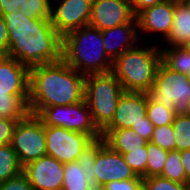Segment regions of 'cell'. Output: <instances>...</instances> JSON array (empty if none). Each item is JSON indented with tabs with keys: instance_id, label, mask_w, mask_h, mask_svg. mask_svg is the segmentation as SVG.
<instances>
[{
	"instance_id": "1",
	"label": "cell",
	"mask_w": 190,
	"mask_h": 190,
	"mask_svg": "<svg viewBox=\"0 0 190 190\" xmlns=\"http://www.w3.org/2000/svg\"><path fill=\"white\" fill-rule=\"evenodd\" d=\"M9 34L6 56L29 69L61 60L62 36L50 19H32L15 10L3 16Z\"/></svg>"
},
{
	"instance_id": "2",
	"label": "cell",
	"mask_w": 190,
	"mask_h": 190,
	"mask_svg": "<svg viewBox=\"0 0 190 190\" xmlns=\"http://www.w3.org/2000/svg\"><path fill=\"white\" fill-rule=\"evenodd\" d=\"M86 76L67 65L62 59L30 69L28 106L38 115L54 105H72L84 100Z\"/></svg>"
},
{
	"instance_id": "3",
	"label": "cell",
	"mask_w": 190,
	"mask_h": 190,
	"mask_svg": "<svg viewBox=\"0 0 190 190\" xmlns=\"http://www.w3.org/2000/svg\"><path fill=\"white\" fill-rule=\"evenodd\" d=\"M61 59L85 76L111 72L113 66L103 45L102 31L90 25L62 36Z\"/></svg>"
},
{
	"instance_id": "4",
	"label": "cell",
	"mask_w": 190,
	"mask_h": 190,
	"mask_svg": "<svg viewBox=\"0 0 190 190\" xmlns=\"http://www.w3.org/2000/svg\"><path fill=\"white\" fill-rule=\"evenodd\" d=\"M152 43L141 41L113 61L111 72L125 92L147 93L154 85L155 74L161 62V50L159 45Z\"/></svg>"
},
{
	"instance_id": "5",
	"label": "cell",
	"mask_w": 190,
	"mask_h": 190,
	"mask_svg": "<svg viewBox=\"0 0 190 190\" xmlns=\"http://www.w3.org/2000/svg\"><path fill=\"white\" fill-rule=\"evenodd\" d=\"M124 92L112 72L86 75L84 99L100 131L112 121L119 98Z\"/></svg>"
},
{
	"instance_id": "6",
	"label": "cell",
	"mask_w": 190,
	"mask_h": 190,
	"mask_svg": "<svg viewBox=\"0 0 190 190\" xmlns=\"http://www.w3.org/2000/svg\"><path fill=\"white\" fill-rule=\"evenodd\" d=\"M44 126H57L87 134L92 140L102 137L84 100L72 105H54L44 108L38 115Z\"/></svg>"
},
{
	"instance_id": "7",
	"label": "cell",
	"mask_w": 190,
	"mask_h": 190,
	"mask_svg": "<svg viewBox=\"0 0 190 190\" xmlns=\"http://www.w3.org/2000/svg\"><path fill=\"white\" fill-rule=\"evenodd\" d=\"M147 93L151 99L166 108L183 111L190 99V82L186 74L169 69L161 61L155 74L154 85Z\"/></svg>"
},
{
	"instance_id": "8",
	"label": "cell",
	"mask_w": 190,
	"mask_h": 190,
	"mask_svg": "<svg viewBox=\"0 0 190 190\" xmlns=\"http://www.w3.org/2000/svg\"><path fill=\"white\" fill-rule=\"evenodd\" d=\"M11 145L22 167L45 156V126L41 119L29 113L17 122L13 130Z\"/></svg>"
},
{
	"instance_id": "9",
	"label": "cell",
	"mask_w": 190,
	"mask_h": 190,
	"mask_svg": "<svg viewBox=\"0 0 190 190\" xmlns=\"http://www.w3.org/2000/svg\"><path fill=\"white\" fill-rule=\"evenodd\" d=\"M46 155L66 164L78 157L93 140L84 133L57 126H45Z\"/></svg>"
},
{
	"instance_id": "10",
	"label": "cell",
	"mask_w": 190,
	"mask_h": 190,
	"mask_svg": "<svg viewBox=\"0 0 190 190\" xmlns=\"http://www.w3.org/2000/svg\"><path fill=\"white\" fill-rule=\"evenodd\" d=\"M93 0H51L50 22L61 35L90 23Z\"/></svg>"
},
{
	"instance_id": "11",
	"label": "cell",
	"mask_w": 190,
	"mask_h": 190,
	"mask_svg": "<svg viewBox=\"0 0 190 190\" xmlns=\"http://www.w3.org/2000/svg\"><path fill=\"white\" fill-rule=\"evenodd\" d=\"M173 15L174 1L167 0L141 11L136 16L140 41L144 42L146 37L150 35L157 39L159 37L160 40L158 39V42L156 40L155 43L162 44L171 31Z\"/></svg>"
},
{
	"instance_id": "12",
	"label": "cell",
	"mask_w": 190,
	"mask_h": 190,
	"mask_svg": "<svg viewBox=\"0 0 190 190\" xmlns=\"http://www.w3.org/2000/svg\"><path fill=\"white\" fill-rule=\"evenodd\" d=\"M148 93L124 92L119 98L112 121L101 131L105 138L112 130L132 128L144 121L147 111Z\"/></svg>"
},
{
	"instance_id": "13",
	"label": "cell",
	"mask_w": 190,
	"mask_h": 190,
	"mask_svg": "<svg viewBox=\"0 0 190 190\" xmlns=\"http://www.w3.org/2000/svg\"><path fill=\"white\" fill-rule=\"evenodd\" d=\"M94 166L96 182L103 185L110 181H122L137 177L125 162L122 154L114 151L102 137L100 138V151L97 153Z\"/></svg>"
},
{
	"instance_id": "14",
	"label": "cell",
	"mask_w": 190,
	"mask_h": 190,
	"mask_svg": "<svg viewBox=\"0 0 190 190\" xmlns=\"http://www.w3.org/2000/svg\"><path fill=\"white\" fill-rule=\"evenodd\" d=\"M34 190H62L64 164L45 155L23 167Z\"/></svg>"
},
{
	"instance_id": "15",
	"label": "cell",
	"mask_w": 190,
	"mask_h": 190,
	"mask_svg": "<svg viewBox=\"0 0 190 190\" xmlns=\"http://www.w3.org/2000/svg\"><path fill=\"white\" fill-rule=\"evenodd\" d=\"M133 17L129 0H93L89 25L103 31L128 23Z\"/></svg>"
},
{
	"instance_id": "16",
	"label": "cell",
	"mask_w": 190,
	"mask_h": 190,
	"mask_svg": "<svg viewBox=\"0 0 190 190\" xmlns=\"http://www.w3.org/2000/svg\"><path fill=\"white\" fill-rule=\"evenodd\" d=\"M30 69L8 56H0V94L29 96Z\"/></svg>"
},
{
	"instance_id": "17",
	"label": "cell",
	"mask_w": 190,
	"mask_h": 190,
	"mask_svg": "<svg viewBox=\"0 0 190 190\" xmlns=\"http://www.w3.org/2000/svg\"><path fill=\"white\" fill-rule=\"evenodd\" d=\"M102 38L107 55L114 61L141 42L137 18L134 16L128 23L103 30Z\"/></svg>"
},
{
	"instance_id": "18",
	"label": "cell",
	"mask_w": 190,
	"mask_h": 190,
	"mask_svg": "<svg viewBox=\"0 0 190 190\" xmlns=\"http://www.w3.org/2000/svg\"><path fill=\"white\" fill-rule=\"evenodd\" d=\"M162 43L159 47H188L190 44V9L185 2H174L173 25Z\"/></svg>"
},
{
	"instance_id": "19",
	"label": "cell",
	"mask_w": 190,
	"mask_h": 190,
	"mask_svg": "<svg viewBox=\"0 0 190 190\" xmlns=\"http://www.w3.org/2000/svg\"><path fill=\"white\" fill-rule=\"evenodd\" d=\"M104 140L107 145L120 154L139 149L148 142L131 128L112 130Z\"/></svg>"
},
{
	"instance_id": "20",
	"label": "cell",
	"mask_w": 190,
	"mask_h": 190,
	"mask_svg": "<svg viewBox=\"0 0 190 190\" xmlns=\"http://www.w3.org/2000/svg\"><path fill=\"white\" fill-rule=\"evenodd\" d=\"M28 100L29 96L0 94V117L19 122L30 113Z\"/></svg>"
},
{
	"instance_id": "21",
	"label": "cell",
	"mask_w": 190,
	"mask_h": 190,
	"mask_svg": "<svg viewBox=\"0 0 190 190\" xmlns=\"http://www.w3.org/2000/svg\"><path fill=\"white\" fill-rule=\"evenodd\" d=\"M161 61L171 70L187 74L190 69V49L188 47H160Z\"/></svg>"
},
{
	"instance_id": "22",
	"label": "cell",
	"mask_w": 190,
	"mask_h": 190,
	"mask_svg": "<svg viewBox=\"0 0 190 190\" xmlns=\"http://www.w3.org/2000/svg\"><path fill=\"white\" fill-rule=\"evenodd\" d=\"M23 172L18 157L11 144L0 145V182Z\"/></svg>"
},
{
	"instance_id": "23",
	"label": "cell",
	"mask_w": 190,
	"mask_h": 190,
	"mask_svg": "<svg viewBox=\"0 0 190 190\" xmlns=\"http://www.w3.org/2000/svg\"><path fill=\"white\" fill-rule=\"evenodd\" d=\"M62 190H87L89 183L86 174L77 161L64 164Z\"/></svg>"
},
{
	"instance_id": "24",
	"label": "cell",
	"mask_w": 190,
	"mask_h": 190,
	"mask_svg": "<svg viewBox=\"0 0 190 190\" xmlns=\"http://www.w3.org/2000/svg\"><path fill=\"white\" fill-rule=\"evenodd\" d=\"M172 126L175 133L176 150L190 149V115L183 111L177 112Z\"/></svg>"
},
{
	"instance_id": "25",
	"label": "cell",
	"mask_w": 190,
	"mask_h": 190,
	"mask_svg": "<svg viewBox=\"0 0 190 190\" xmlns=\"http://www.w3.org/2000/svg\"><path fill=\"white\" fill-rule=\"evenodd\" d=\"M99 151H100V138L93 140L89 145H87L77 159V162L79 163L82 170L86 174V179L89 184L96 182L94 165L97 153Z\"/></svg>"
},
{
	"instance_id": "26",
	"label": "cell",
	"mask_w": 190,
	"mask_h": 190,
	"mask_svg": "<svg viewBox=\"0 0 190 190\" xmlns=\"http://www.w3.org/2000/svg\"><path fill=\"white\" fill-rule=\"evenodd\" d=\"M178 110L166 108L164 105L155 102L148 95L147 100V117L154 127L172 124Z\"/></svg>"
},
{
	"instance_id": "27",
	"label": "cell",
	"mask_w": 190,
	"mask_h": 190,
	"mask_svg": "<svg viewBox=\"0 0 190 190\" xmlns=\"http://www.w3.org/2000/svg\"><path fill=\"white\" fill-rule=\"evenodd\" d=\"M168 151L152 142H147V167L146 178L160 176L167 158Z\"/></svg>"
},
{
	"instance_id": "28",
	"label": "cell",
	"mask_w": 190,
	"mask_h": 190,
	"mask_svg": "<svg viewBox=\"0 0 190 190\" xmlns=\"http://www.w3.org/2000/svg\"><path fill=\"white\" fill-rule=\"evenodd\" d=\"M160 176L171 181L186 184V174L181 162V151H168L165 166Z\"/></svg>"
},
{
	"instance_id": "29",
	"label": "cell",
	"mask_w": 190,
	"mask_h": 190,
	"mask_svg": "<svg viewBox=\"0 0 190 190\" xmlns=\"http://www.w3.org/2000/svg\"><path fill=\"white\" fill-rule=\"evenodd\" d=\"M19 12L32 19H50L51 0H21Z\"/></svg>"
},
{
	"instance_id": "30",
	"label": "cell",
	"mask_w": 190,
	"mask_h": 190,
	"mask_svg": "<svg viewBox=\"0 0 190 190\" xmlns=\"http://www.w3.org/2000/svg\"><path fill=\"white\" fill-rule=\"evenodd\" d=\"M122 156L137 176L146 178L147 144L142 145L139 149L130 150Z\"/></svg>"
},
{
	"instance_id": "31",
	"label": "cell",
	"mask_w": 190,
	"mask_h": 190,
	"mask_svg": "<svg viewBox=\"0 0 190 190\" xmlns=\"http://www.w3.org/2000/svg\"><path fill=\"white\" fill-rule=\"evenodd\" d=\"M175 133L172 124L154 127L150 142L167 151L176 150Z\"/></svg>"
},
{
	"instance_id": "32",
	"label": "cell",
	"mask_w": 190,
	"mask_h": 190,
	"mask_svg": "<svg viewBox=\"0 0 190 190\" xmlns=\"http://www.w3.org/2000/svg\"><path fill=\"white\" fill-rule=\"evenodd\" d=\"M189 186L162 176L143 178L142 181V190H186Z\"/></svg>"
},
{
	"instance_id": "33",
	"label": "cell",
	"mask_w": 190,
	"mask_h": 190,
	"mask_svg": "<svg viewBox=\"0 0 190 190\" xmlns=\"http://www.w3.org/2000/svg\"><path fill=\"white\" fill-rule=\"evenodd\" d=\"M0 190H34L28 177L21 172L15 177L0 182Z\"/></svg>"
},
{
	"instance_id": "34",
	"label": "cell",
	"mask_w": 190,
	"mask_h": 190,
	"mask_svg": "<svg viewBox=\"0 0 190 190\" xmlns=\"http://www.w3.org/2000/svg\"><path fill=\"white\" fill-rule=\"evenodd\" d=\"M141 176L122 181H110L105 185V190H142Z\"/></svg>"
},
{
	"instance_id": "35",
	"label": "cell",
	"mask_w": 190,
	"mask_h": 190,
	"mask_svg": "<svg viewBox=\"0 0 190 190\" xmlns=\"http://www.w3.org/2000/svg\"><path fill=\"white\" fill-rule=\"evenodd\" d=\"M16 123L13 119L0 117V145L11 144Z\"/></svg>"
},
{
	"instance_id": "36",
	"label": "cell",
	"mask_w": 190,
	"mask_h": 190,
	"mask_svg": "<svg viewBox=\"0 0 190 190\" xmlns=\"http://www.w3.org/2000/svg\"><path fill=\"white\" fill-rule=\"evenodd\" d=\"M131 129H133L134 132H137L140 136H142L149 142L154 131V125L148 119L146 114L144 116V121H141L136 125H133Z\"/></svg>"
},
{
	"instance_id": "37",
	"label": "cell",
	"mask_w": 190,
	"mask_h": 190,
	"mask_svg": "<svg viewBox=\"0 0 190 190\" xmlns=\"http://www.w3.org/2000/svg\"><path fill=\"white\" fill-rule=\"evenodd\" d=\"M9 49V34L4 18L0 15V56H6Z\"/></svg>"
},
{
	"instance_id": "38",
	"label": "cell",
	"mask_w": 190,
	"mask_h": 190,
	"mask_svg": "<svg viewBox=\"0 0 190 190\" xmlns=\"http://www.w3.org/2000/svg\"><path fill=\"white\" fill-rule=\"evenodd\" d=\"M164 1L166 0H132L131 3L133 14L136 17L144 9L152 7Z\"/></svg>"
},
{
	"instance_id": "39",
	"label": "cell",
	"mask_w": 190,
	"mask_h": 190,
	"mask_svg": "<svg viewBox=\"0 0 190 190\" xmlns=\"http://www.w3.org/2000/svg\"><path fill=\"white\" fill-rule=\"evenodd\" d=\"M21 0H0V15L4 16L20 9Z\"/></svg>"
},
{
	"instance_id": "40",
	"label": "cell",
	"mask_w": 190,
	"mask_h": 190,
	"mask_svg": "<svg viewBox=\"0 0 190 190\" xmlns=\"http://www.w3.org/2000/svg\"><path fill=\"white\" fill-rule=\"evenodd\" d=\"M181 162L186 174V184L190 185V149L181 151Z\"/></svg>"
},
{
	"instance_id": "41",
	"label": "cell",
	"mask_w": 190,
	"mask_h": 190,
	"mask_svg": "<svg viewBox=\"0 0 190 190\" xmlns=\"http://www.w3.org/2000/svg\"><path fill=\"white\" fill-rule=\"evenodd\" d=\"M87 190H105V185H103L102 183L94 182L89 184Z\"/></svg>"
},
{
	"instance_id": "42",
	"label": "cell",
	"mask_w": 190,
	"mask_h": 190,
	"mask_svg": "<svg viewBox=\"0 0 190 190\" xmlns=\"http://www.w3.org/2000/svg\"><path fill=\"white\" fill-rule=\"evenodd\" d=\"M183 112L186 113V114H188V115H190V99L188 100V103L185 106Z\"/></svg>"
},
{
	"instance_id": "43",
	"label": "cell",
	"mask_w": 190,
	"mask_h": 190,
	"mask_svg": "<svg viewBox=\"0 0 190 190\" xmlns=\"http://www.w3.org/2000/svg\"><path fill=\"white\" fill-rule=\"evenodd\" d=\"M186 77H187L188 81L190 82V69H189V72L186 74Z\"/></svg>"
},
{
	"instance_id": "44",
	"label": "cell",
	"mask_w": 190,
	"mask_h": 190,
	"mask_svg": "<svg viewBox=\"0 0 190 190\" xmlns=\"http://www.w3.org/2000/svg\"><path fill=\"white\" fill-rule=\"evenodd\" d=\"M184 2L188 5V7L190 9V0H185Z\"/></svg>"
},
{
	"instance_id": "45",
	"label": "cell",
	"mask_w": 190,
	"mask_h": 190,
	"mask_svg": "<svg viewBox=\"0 0 190 190\" xmlns=\"http://www.w3.org/2000/svg\"><path fill=\"white\" fill-rule=\"evenodd\" d=\"M167 1L184 2L185 0H167Z\"/></svg>"
}]
</instances>
